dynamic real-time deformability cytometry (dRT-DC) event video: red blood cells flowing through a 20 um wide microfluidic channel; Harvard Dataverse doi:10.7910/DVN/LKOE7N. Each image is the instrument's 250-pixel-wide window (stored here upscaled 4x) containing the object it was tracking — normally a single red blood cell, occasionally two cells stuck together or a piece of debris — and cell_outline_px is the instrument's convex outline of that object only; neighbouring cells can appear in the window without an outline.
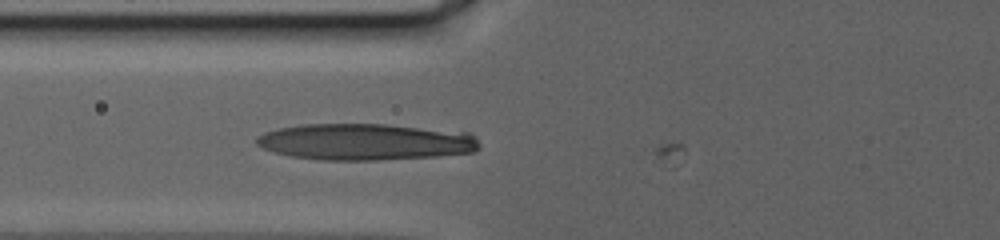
{"species": "human", "species_latin": "Homo sapiens", "temperature_condition": "warm", "stored_images_in_passage": 7, "camera_frame_rate_fps": 3000, "um_per_image_px": 0.085, "donor": {"sex": "female"}, "frame": {"image": 1, "passage_image": 2, "time_ms": 0.333, "image_size_px": [1000, 240], "cell_outline_px": [[480, 148], [476, 152], [436, 156], [380, 160], [320, 160], [288, 156], [264, 148], [256, 144], [256, 136], [264, 132], [280, 128], [300, 124], [388, 124], [468, 132], [476, 136], [480, 144]], "centroid_in_image_um": [31.09, 12.05], "position_along_channel_um": 94.7, "area_um2": 47.86}}